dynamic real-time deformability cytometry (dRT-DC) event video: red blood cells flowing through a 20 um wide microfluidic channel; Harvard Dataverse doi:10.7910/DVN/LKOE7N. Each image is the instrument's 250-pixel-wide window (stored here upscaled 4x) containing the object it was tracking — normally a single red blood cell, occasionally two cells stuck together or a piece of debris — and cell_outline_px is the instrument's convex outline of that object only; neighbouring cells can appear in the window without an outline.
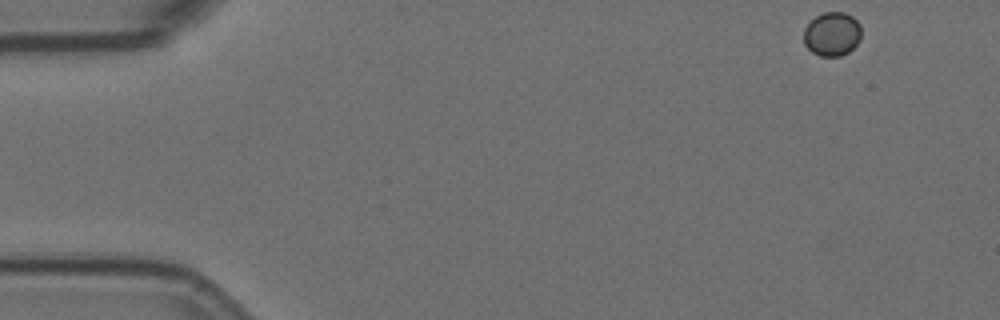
{"species": "Egyptian fruit bat (a non-hibernating species)", "species_latin": "Rousettus aegyptiacus", "temperature_condition": "room temperature", "stored_images_in_passage": 7, "camera_frame_rate_fps": 3000, "um_per_image_px": 0.085, "animal": {"sex": "female"}, "frame": {"image": 1, "passage_image": 1, "time_ms": 0.0, "image_size_px": [1000, 320], "cell_outline_px": [[860, 40], [848, 52], [840, 56], [820, 56], [812, 52], [804, 44], [804, 28], [816, 16], [824, 12], [844, 12], [852, 16], [860, 24]], "centroid_in_image_um": [70.72, 2.89], "position_along_channel_um": 14.3, "area_um2": 14.68}}
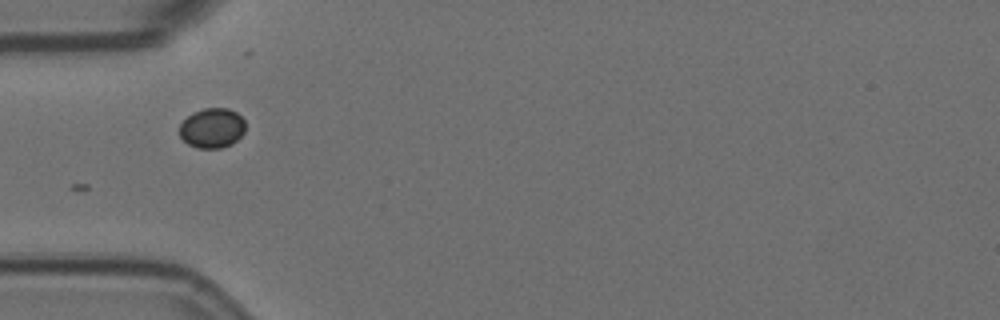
{"frame": {"image": 2, "passage_image": 5, "time_ms": 1.333, "image_size_px": [1000, 320], "cell_outline_px": [[244, 132], [232, 144], [220, 148], [196, 148], [188, 144], [180, 136], [180, 124], [192, 112], [204, 108], [228, 108], [236, 112], [244, 120]], "centroid_in_image_um": [18.02, 10.88], "position_along_channel_um": 67.0, "area_um2": 15.26}}
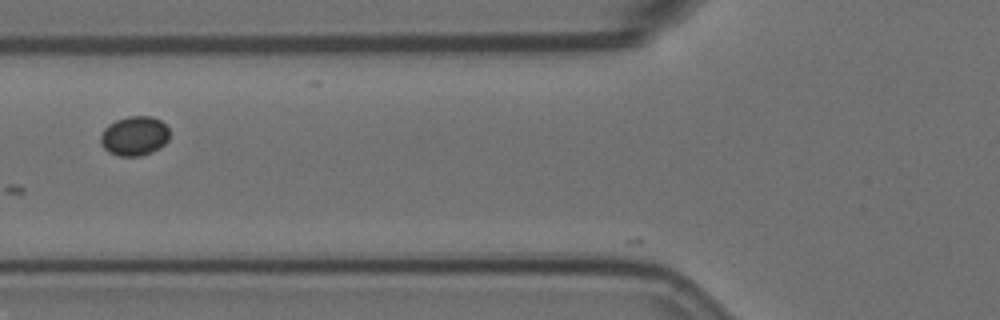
{"frame": {"image": 3, "passage_image": 6, "time_ms": 1.667, "image_size_px": [1000, 320], "cell_outline_px": [[168, 140], [160, 148], [152, 152], [140, 156], [120, 156], [108, 152], [100, 144], [100, 136], [104, 128], [108, 124], [116, 120], [128, 116], [152, 116], [160, 120], [168, 128]], "centroid_in_image_um": [11.41, 11.56], "position_along_channel_um": 114.4, "area_um2": 15.95}}